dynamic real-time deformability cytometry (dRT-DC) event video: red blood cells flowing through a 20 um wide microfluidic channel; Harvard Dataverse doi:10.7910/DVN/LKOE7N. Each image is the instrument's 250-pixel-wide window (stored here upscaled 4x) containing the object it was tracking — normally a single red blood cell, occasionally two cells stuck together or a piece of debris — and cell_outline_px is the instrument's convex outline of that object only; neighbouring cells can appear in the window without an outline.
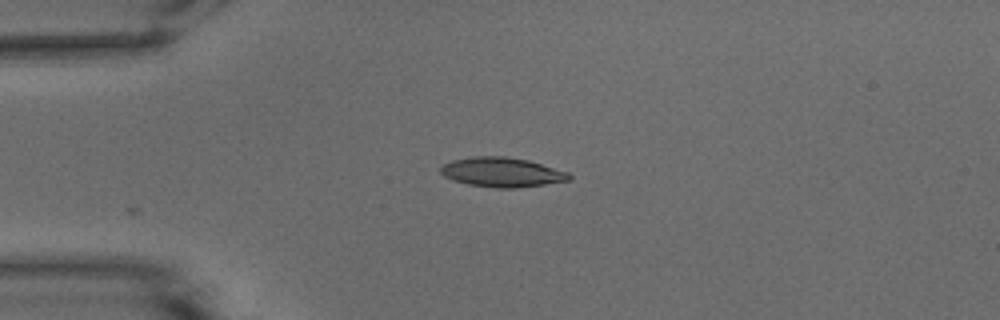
{"species": "common noctule bat (a hibernating species)", "species_latin": "Nyctalus noctula", "temperature_condition": "warm", "stored_images_in_passage": 16, "camera_frame_rate_fps": 3000, "um_per_image_px": 0.085, "animal": {"sex": "male", "body_mass_g": 15.6}, "frame": {"image": 1, "passage_image": 1, "time_ms": 0.0, "image_size_px": [1000, 320], "cell_outline_px": [[572, 180], [516, 188], [496, 188], [468, 184], [452, 180], [444, 176], [440, 172], [440, 168], [444, 164], [452, 160], [472, 156], [504, 156], [528, 160], [568, 172], [572, 176]], "centroid_in_image_um": [42.66, 14.64], "position_along_channel_um": 42.3, "area_um2": 22.14}}
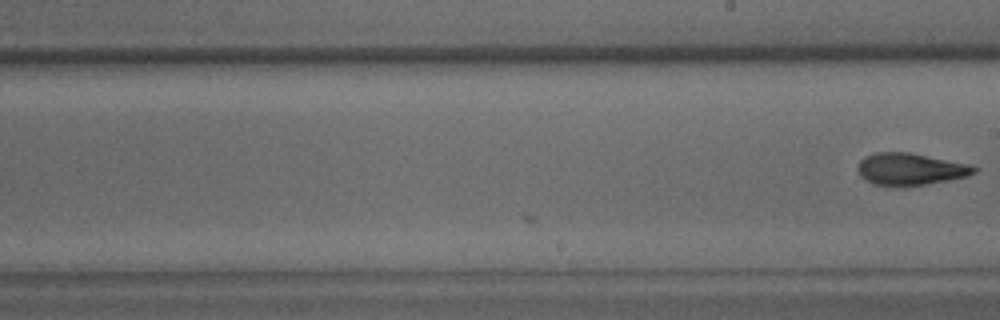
{"frame": {"image": 2, "passage_image": 16, "time_ms": 5.0, "image_size_px": [1000, 320], "cell_outline_px": [[976, 172], [968, 176], [948, 180], [924, 184], [876, 184], [860, 176], [856, 168], [860, 160], [864, 156], [876, 152], [908, 152], [968, 164], [976, 168]], "centroid_in_image_um": [77.35, 14.34], "position_along_channel_um": 211.6, "area_um2": 21.04}}